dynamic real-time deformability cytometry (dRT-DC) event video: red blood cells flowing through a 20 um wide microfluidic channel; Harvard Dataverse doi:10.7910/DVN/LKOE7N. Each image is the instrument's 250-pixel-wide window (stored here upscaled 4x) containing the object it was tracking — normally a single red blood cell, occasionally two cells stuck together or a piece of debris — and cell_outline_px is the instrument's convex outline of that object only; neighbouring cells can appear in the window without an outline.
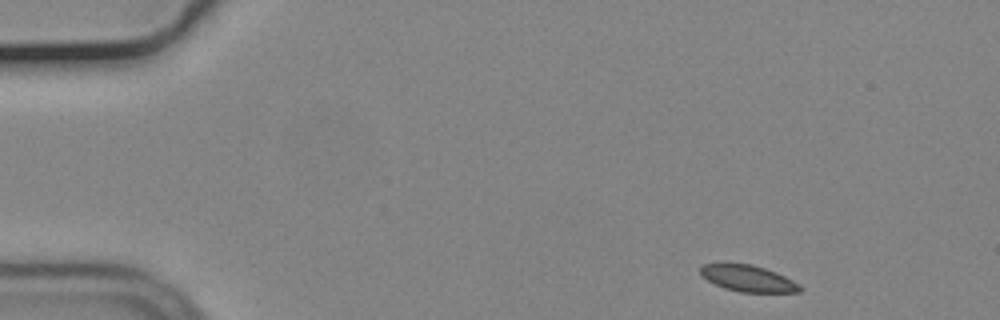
{"species": "common noctule bat (a hibernating species)", "species_latin": "Nyctalus noctula", "temperature_condition": "cold", "stored_images_in_passage": 43, "camera_frame_rate_fps": 3000, "um_per_image_px": 0.085, "animal": {"sex": "male", "body_mass_g": 19.2, "forearm_length_mm": 51.8}, "frame": {"image": 1, "passage_image": 1, "time_ms": 0.0, "image_size_px": [1000, 320], "cell_outline_px": [[804, 288], [800, 292], [740, 292], [724, 288], [708, 280], [700, 272], [700, 268], [704, 264], [752, 264], [776, 272], [800, 284]], "centroid_in_image_um": [63.64, 23.68], "position_along_channel_um": 21.4, "area_um2": 15.09}}
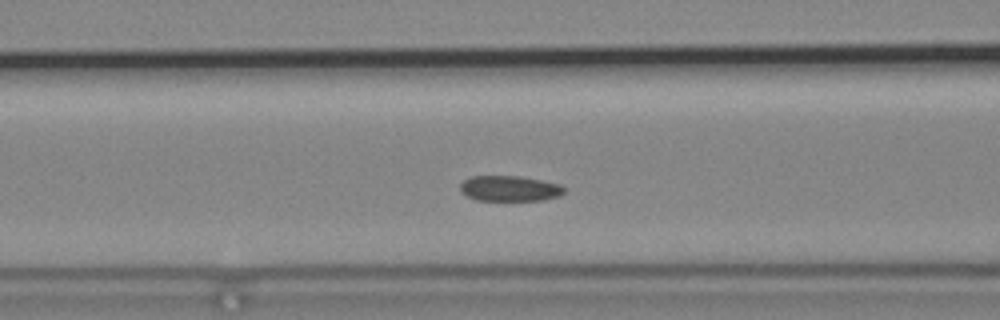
{"frame": {"image": 2, "passage_image": 17, "time_ms": 5.333, "image_size_px": [1000, 320], "cell_outline_px": [[564, 192], [560, 196], [544, 200], [476, 200], [460, 192], [460, 184], [468, 176], [520, 176], [560, 184], [564, 188]], "centroid_in_image_um": [43.3, 16.02], "position_along_channel_um": 123.3, "area_um2": 15.49}}
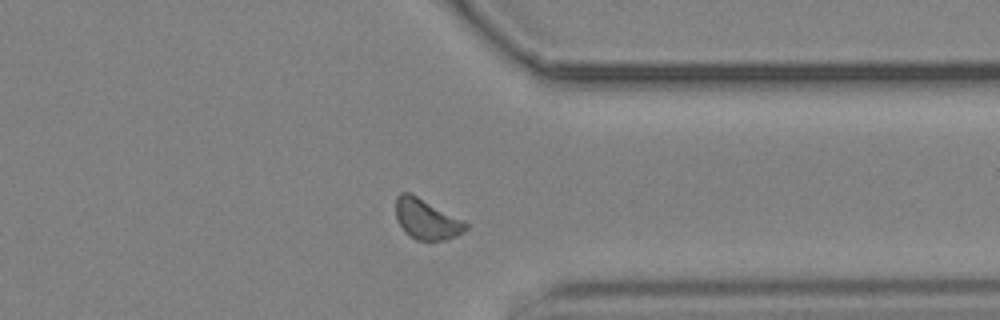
{"frame": {"image": 3, "passage_image": 38, "time_ms": 12.333, "image_size_px": [1000, 320], "cell_outline_px": [[468, 228], [464, 232], [448, 240], [416, 240], [408, 236], [404, 232], [396, 216], [396, 196], [400, 192], [408, 192], [416, 196], [468, 224]], "centroid_in_image_um": [36.22, 18.66], "position_along_channel_um": 375.2, "area_um2": 16.07}, "authors_computed_cell_mechanics": {"area_um2": 16.1262, "velocity_mm_per_s": 3.6423, "shape_relaxation_time_tau1_ms": null, "shape_relaxation_time_tau2_ms": 4.2131, "deformation_change_tau1": null, "deformation_change_tau2": 0.0982}}